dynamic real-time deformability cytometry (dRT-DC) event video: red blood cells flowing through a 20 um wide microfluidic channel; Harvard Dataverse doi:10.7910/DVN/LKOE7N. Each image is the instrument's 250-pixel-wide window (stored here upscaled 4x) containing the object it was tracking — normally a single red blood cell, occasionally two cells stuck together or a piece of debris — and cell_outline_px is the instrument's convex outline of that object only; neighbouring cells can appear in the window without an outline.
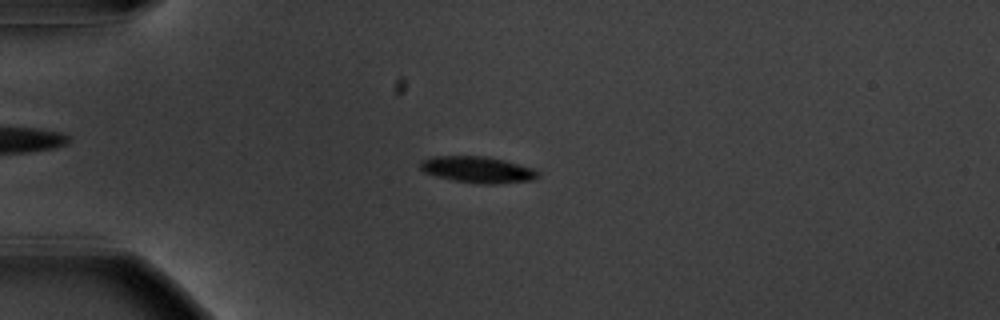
{"species": "common noctule bat (a hibernating species)", "species_latin": "Nyctalus noctula", "temperature_condition": "warm", "stored_images_in_passage": 54, "camera_frame_rate_fps": 3000, "um_per_image_px": 0.085, "animal": {"sex": "male", "body_mass_g": 20.1, "forearm_length_mm": 53.5}, "frame": {"image": 1, "passage_image": 13, "time_ms": 4.0, "image_size_px": [1000, 320], "cell_outline_px": [[540, 176], [532, 180], [492, 184], [484, 184], [456, 180], [436, 176], [424, 172], [416, 164], [420, 160], [432, 156], [488, 156], [504, 160], [532, 168], [540, 172]], "centroid_in_image_um": [40.56, 14.4], "position_along_channel_um": 44.4, "area_um2": 18.09}}
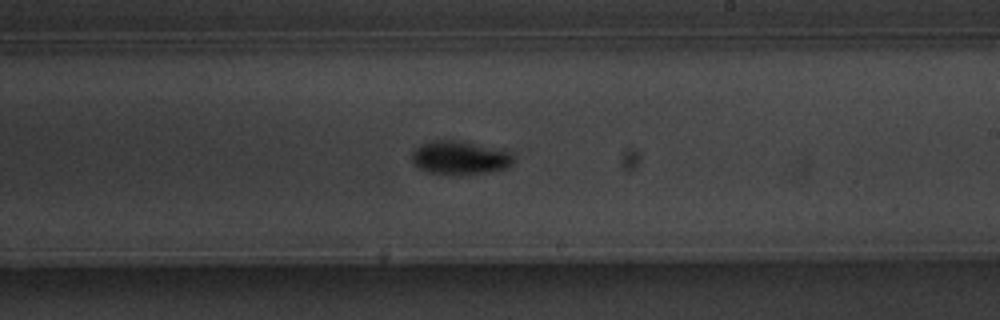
{"frame": {"image": 2, "passage_image": 32, "time_ms": 10.333, "image_size_px": [1000, 320], "cell_outline_px": [[516, 160], [508, 168], [484, 172], [456, 176], [428, 172], [420, 168], [412, 160], [412, 152], [420, 144], [432, 140], [460, 140], [512, 152], [516, 156]], "centroid_in_image_um": [39.13, 13.41], "position_along_channel_um": 249.9, "area_um2": 20.17}}
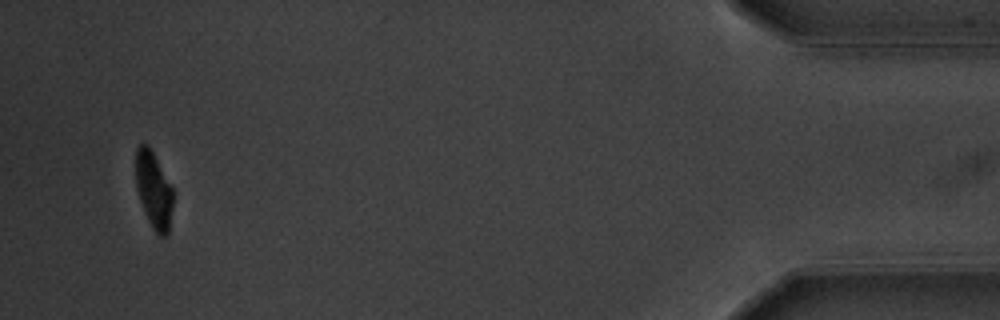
{"frame": {"image": 3, "passage_image": 52, "time_ms": 17.0, "image_size_px": [1000, 320], "cell_outline_px": [[172, 208], [168, 236], [160, 236], [152, 228], [144, 212], [136, 188], [136, 148], [140, 144], [148, 144], [172, 188]], "centroid_in_image_um": [13.05, 16.18], "position_along_channel_um": 422.2, "area_um2": 16.42}, "authors_computed_cell_mechanics": {"area_um2": 18.0914, "velocity_mm_per_s": 3.6586, "shape_relaxation_time_tau1_ms": 1.8761, "shape_relaxation_time_tau2_ms": null, "deformation_change_tau1": 0.1403, "deformation_change_tau2": null}}